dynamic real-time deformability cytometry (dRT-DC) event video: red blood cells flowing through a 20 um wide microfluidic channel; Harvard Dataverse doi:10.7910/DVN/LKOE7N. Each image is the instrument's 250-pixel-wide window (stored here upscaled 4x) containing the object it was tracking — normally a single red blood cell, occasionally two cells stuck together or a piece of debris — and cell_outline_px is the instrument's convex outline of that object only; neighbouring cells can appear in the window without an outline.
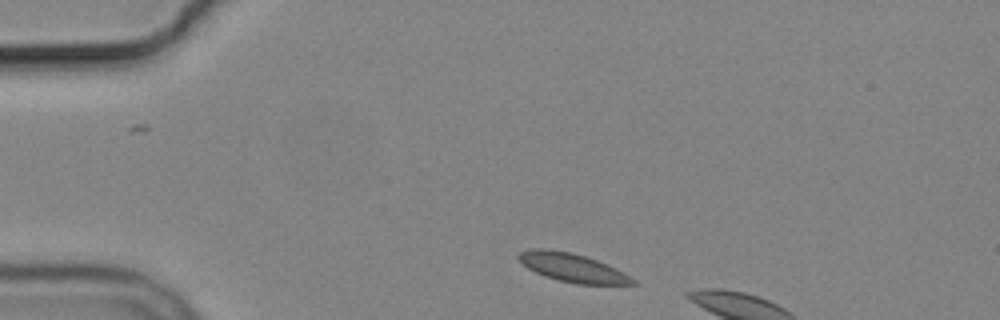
{"species": "common noctule bat (a hibernating species)", "species_latin": "Nyctalus noctula", "temperature_condition": "cold", "stored_images_in_passage": 3, "camera_frame_rate_fps": 3000, "um_per_image_px": 0.085, "animal": {"sex": "male", "body_mass_g": 19.2, "forearm_length_mm": 51.8}, "frame": {"image": 1, "passage_image": 1, "time_ms": 0.0, "image_size_px": [1000, 320], "cell_outline_px": [[636, 284], [576, 284], [556, 280], [544, 276], [528, 268], [516, 260], [516, 256], [520, 252], [532, 248], [548, 248], [572, 252], [596, 260], [616, 268], [624, 272], [636, 280]], "centroid_in_image_um": [48.6, 22.74], "position_along_channel_um": 36.4, "area_um2": 19.19}}